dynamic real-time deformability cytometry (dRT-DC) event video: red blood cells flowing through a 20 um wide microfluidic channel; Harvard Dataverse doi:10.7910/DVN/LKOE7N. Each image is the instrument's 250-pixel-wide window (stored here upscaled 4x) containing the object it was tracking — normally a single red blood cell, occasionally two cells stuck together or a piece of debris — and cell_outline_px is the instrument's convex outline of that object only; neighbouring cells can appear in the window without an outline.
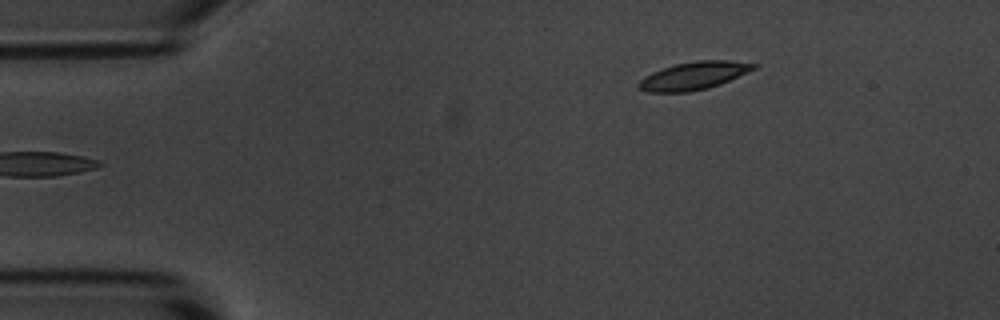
{"species": "common noctule bat (a hibernating species)", "species_latin": "Nyctalus noctula", "temperature_condition": "room temperature", "stored_images_in_passage": 3, "camera_frame_rate_fps": 3000, "um_per_image_px": 0.085, "animal": {"sex": "male", "body_mass_g": 20.1, "forearm_length_mm": 53.5}, "frame": {"image": 1, "passage_image": 3, "time_ms": 2.333, "image_size_px": [1000, 320], "cell_outline_px": [[760, 64], [756, 68], [720, 84], [708, 88], [688, 92], [648, 92], [636, 88], [636, 84], [644, 76], [652, 72], [676, 64], [696, 60], [728, 60]], "centroid_in_image_um": [58.94, 6.44], "position_along_channel_um": 26.1, "area_um2": 18.67}}